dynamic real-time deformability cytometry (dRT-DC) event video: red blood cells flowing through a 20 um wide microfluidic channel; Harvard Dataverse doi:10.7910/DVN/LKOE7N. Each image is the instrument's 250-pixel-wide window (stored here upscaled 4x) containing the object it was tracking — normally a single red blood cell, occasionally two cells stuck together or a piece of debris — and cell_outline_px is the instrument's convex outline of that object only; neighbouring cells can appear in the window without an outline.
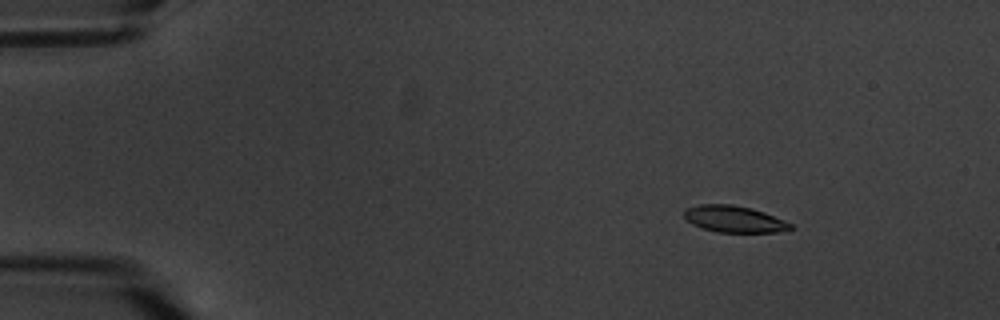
{"species": "common noctule bat (a hibernating species)", "species_latin": "Nyctalus noctula", "temperature_condition": "warm", "stored_images_in_passage": 6, "camera_frame_rate_fps": 3000, "um_per_image_px": 0.085, "animal": {"sex": "male", "body_mass_g": 20.1, "forearm_length_mm": 53.5}, "frame": {"image": 1, "passage_image": 2, "time_ms": 2.0, "image_size_px": [1000, 320], "cell_outline_px": [[796, 228], [776, 232], [716, 232], [692, 224], [684, 216], [684, 212], [688, 208], [700, 204], [732, 204], [752, 208], [764, 212], [784, 220], [792, 224]], "centroid_in_image_um": [62.44, 18.62], "position_along_channel_um": 22.6, "area_um2": 16.42}}